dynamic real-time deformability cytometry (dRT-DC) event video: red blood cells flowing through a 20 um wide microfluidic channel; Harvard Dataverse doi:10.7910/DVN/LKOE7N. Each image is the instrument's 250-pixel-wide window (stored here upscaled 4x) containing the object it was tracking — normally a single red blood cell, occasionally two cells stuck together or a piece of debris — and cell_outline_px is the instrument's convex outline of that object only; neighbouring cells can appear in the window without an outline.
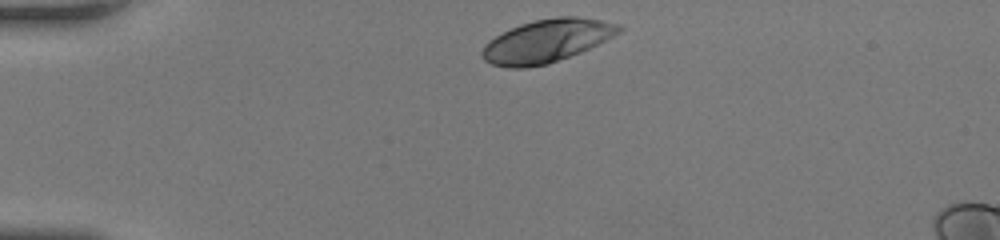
{"species": "human", "species_latin": "Homo sapiens", "temperature_condition": "room temperature", "stored_images_in_passage": 32, "camera_frame_rate_fps": 3000, "um_per_image_px": 0.085, "donor": {"sex": "female"}, "frame": {"image": 1, "passage_image": 1, "time_ms": 0.0, "image_size_px": [1000, 240], "cell_outline_px": [[624, 28], [620, 32], [580, 52], [548, 64], [524, 68], [508, 68], [492, 64], [484, 60], [480, 52], [484, 44], [488, 40], [520, 24], [536, 20], [556, 16], [576, 16], [600, 20], [620, 24]], "centroid_in_image_um": [46.44, 3.48], "position_along_channel_um": 38.6, "area_um2": 34.04}}
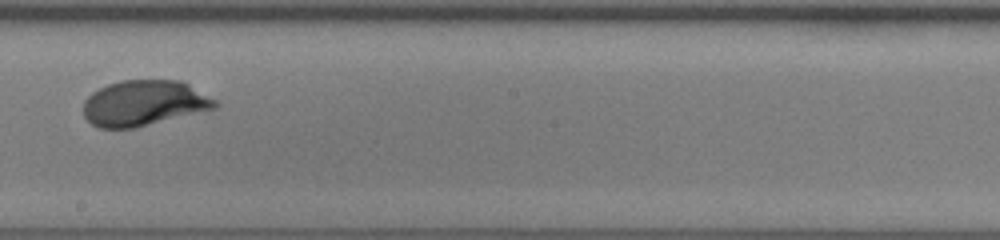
{"frame": {"image": 2, "passage_image": 19, "time_ms": 6.0, "image_size_px": [1000, 240], "cell_outline_px": [[220, 104], [216, 108], [132, 128], [100, 128], [92, 124], [84, 116], [84, 100], [92, 92], [108, 84], [120, 80], [180, 80], [188, 84], [216, 100]], "centroid_in_image_um": [12.23, 8.75], "position_along_channel_um": 236.0, "area_um2": 34.68}}
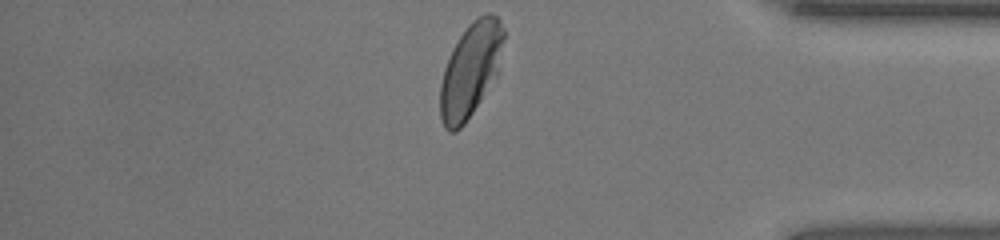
{"frame": {"image": 3, "passage_image": 32, "time_ms": 10.333, "image_size_px": [1000, 240], "cell_outline_px": [[504, 36], [500, 72], [464, 124], [456, 132], [448, 132], [444, 128], [440, 120], [440, 84], [444, 68], [452, 48], [468, 24], [472, 20], [488, 12], [496, 16], [500, 20], [504, 28]], "centroid_in_image_um": [40.0, 5.95], "position_along_channel_um": 395.2, "area_um2": 35.2}, "authors_computed_cell_mechanics": {"area_um2": 34.5933, "velocity_mm_per_s": 4.1642, "shape_relaxation_time_tau1_ms": 1.7819, "shape_relaxation_time_tau2_ms": null, "deformation_change_tau1": 0.1378, "deformation_change_tau2": null}}